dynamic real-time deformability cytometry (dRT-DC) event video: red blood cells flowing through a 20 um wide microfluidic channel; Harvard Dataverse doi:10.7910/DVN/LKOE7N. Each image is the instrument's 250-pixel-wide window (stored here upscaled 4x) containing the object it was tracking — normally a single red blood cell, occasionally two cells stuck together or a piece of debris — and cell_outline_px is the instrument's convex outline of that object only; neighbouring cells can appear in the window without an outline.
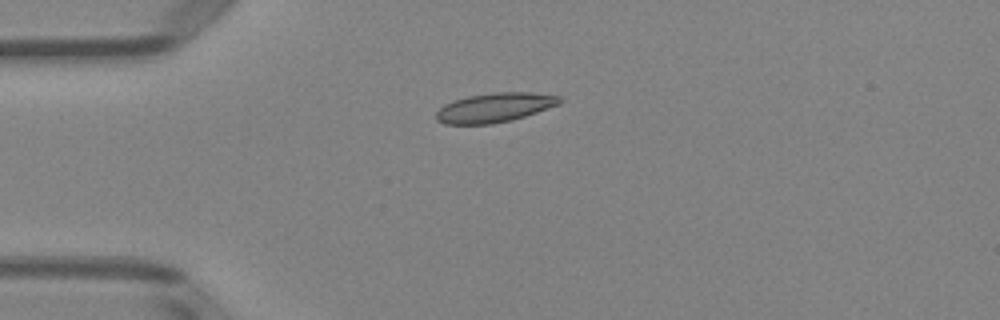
{"species": "Egyptian fruit bat (a non-hibernating species)", "species_latin": "Rousettus aegyptiacus", "temperature_condition": "room temperature", "stored_images_in_passage": 3, "camera_frame_rate_fps": 3000, "um_per_image_px": 0.085, "animal": {"sex": "female"}, "frame": {"image": 1, "passage_image": 1, "time_ms": 0.0, "image_size_px": [1000, 320], "cell_outline_px": [[564, 100], [560, 104], [512, 120], [492, 124], [444, 124], [436, 120], [436, 112], [444, 104], [468, 96], [492, 92], [532, 92], [560, 96]], "centroid_in_image_um": [42.06, 9.14], "position_along_channel_um": 42.9, "area_um2": 21.15}}
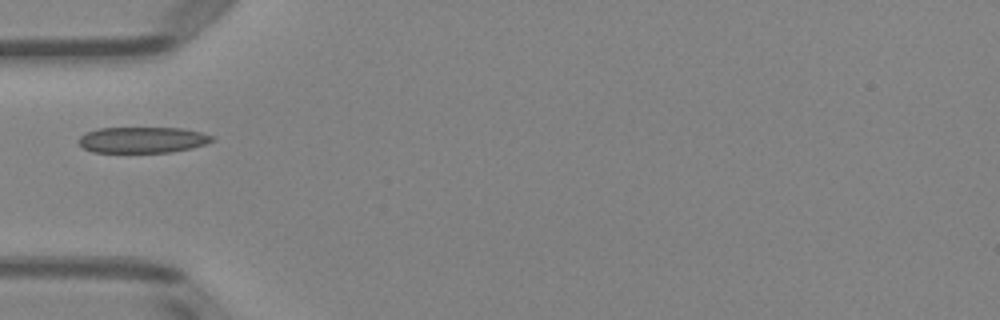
{"frame": {"image": 2, "passage_image": 2, "time_ms": 1.333, "image_size_px": [1000, 320], "cell_outline_px": [[216, 136], [212, 140], [204, 144], [172, 152], [92, 152], [84, 148], [76, 140], [80, 136], [88, 132], [100, 128], [180, 128], [200, 132]], "centroid_in_image_um": [12.09, 11.89], "position_along_channel_um": 72.9, "area_um2": 20.0}}
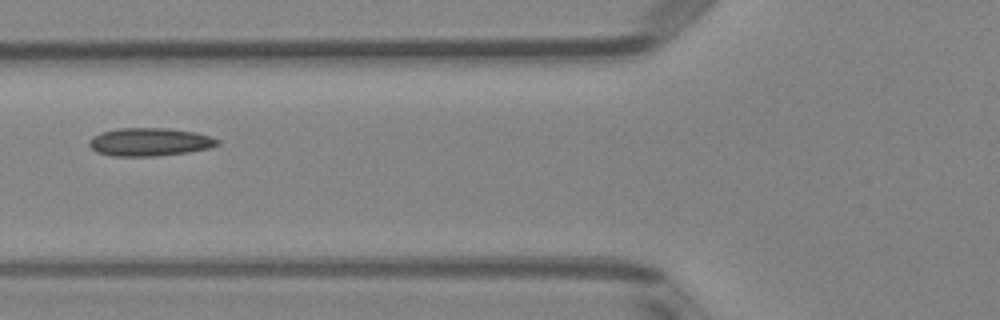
{"frame": {"image": 3, "passage_image": 3, "time_ms": 2.333, "image_size_px": [1000, 320], "cell_outline_px": [[220, 144], [208, 148], [188, 152], [156, 156], [112, 156], [96, 152], [88, 144], [88, 140], [92, 136], [100, 132], [120, 128], [164, 128], [196, 132], [212, 136], [220, 140]], "centroid_in_image_um": [12.71, 12.06], "position_along_channel_um": 113.1, "area_um2": 21.15}}